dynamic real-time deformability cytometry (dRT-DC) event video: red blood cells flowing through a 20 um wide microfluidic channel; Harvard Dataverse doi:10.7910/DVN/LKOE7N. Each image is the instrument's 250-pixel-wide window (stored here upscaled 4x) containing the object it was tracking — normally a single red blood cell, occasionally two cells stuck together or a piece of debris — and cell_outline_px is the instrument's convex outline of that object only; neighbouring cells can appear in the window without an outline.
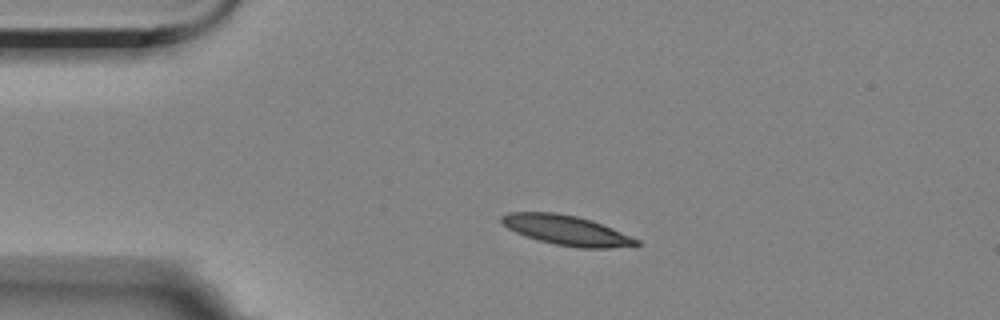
{"species": "Egyptian fruit bat (a non-hibernating species)", "species_latin": "Rousettus aegyptiacus", "temperature_condition": "room temperature", "stored_images_in_passage": 2, "camera_frame_rate_fps": 3000, "um_per_image_px": 0.085, "animal": {"sex": "female"}, "frame": {"image": 1, "passage_image": 1, "time_ms": 0.0, "image_size_px": [1000, 320], "cell_outline_px": [[640, 244], [636, 248], [576, 248], [556, 244], [524, 236], [508, 228], [500, 220], [500, 216], [508, 212], [556, 212], [576, 216], [592, 220], [612, 228], [640, 240]], "centroid_in_image_um": [48.22, 19.59], "position_along_channel_um": 36.8, "area_um2": 23.7}}